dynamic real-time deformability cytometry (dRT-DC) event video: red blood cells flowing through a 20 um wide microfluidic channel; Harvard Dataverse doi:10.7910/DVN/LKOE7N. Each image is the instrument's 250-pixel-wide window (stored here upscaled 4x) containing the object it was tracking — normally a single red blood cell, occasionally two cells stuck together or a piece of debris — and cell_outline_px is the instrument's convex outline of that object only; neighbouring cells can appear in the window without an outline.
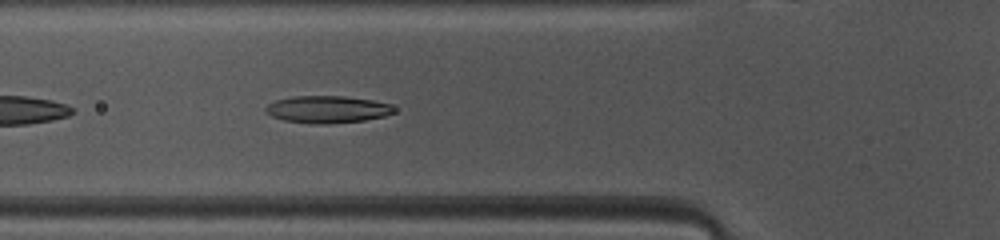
{"species": "common noctule bat (a hibernating species)", "species_latin": "Nyctalus noctula", "temperature_condition": "warm", "stored_images_in_passage": 37, "camera_frame_rate_fps": 3000, "um_per_image_px": 0.085, "animal": {"sex": "female", "body_mass_g": 10.0, "forearm_length_mm": 53.1}, "frame": {"image": 1, "passage_image": 5, "time_ms": 1.333, "image_size_px": [1000, 240], "cell_outline_px": [[396, 112], [384, 116], [364, 120], [324, 124], [316, 124], [284, 120], [272, 116], [264, 112], [264, 108], [268, 104], [276, 100], [292, 96], [344, 96], [372, 100], [388, 104], [396, 108]], "centroid_in_image_um": [27.81, 9.29], "position_along_channel_um": 98.0, "area_um2": 20.29}}
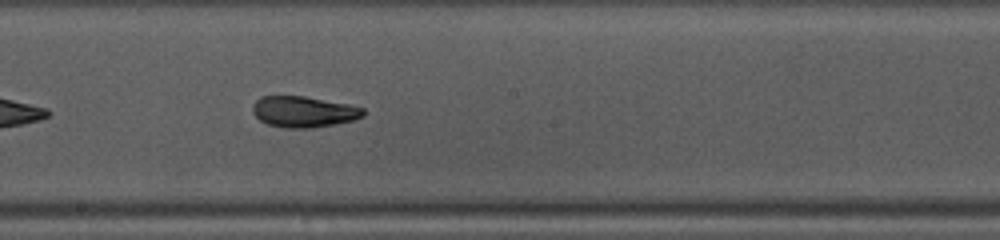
{"frame": {"image": 2, "passage_image": 14, "time_ms": 4.333, "image_size_px": [1000, 240], "cell_outline_px": [[364, 116], [352, 120], [336, 124], [312, 128], [284, 128], [268, 124], [260, 120], [252, 112], [252, 104], [260, 96], [304, 96], [348, 104], [364, 108]], "centroid_in_image_um": [25.79, 9.5], "position_along_channel_um": 222.4, "area_um2": 20.06}}
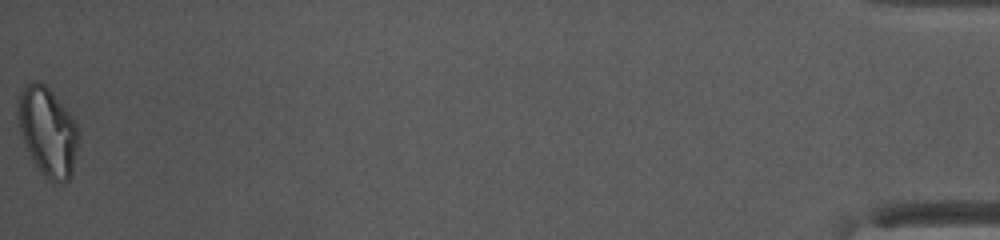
{"frame": {"image": 3, "passage_image": 37, "time_ms": 12.0, "image_size_px": [1000, 240], "cell_outline_px": [[80, 136], [72, 176], [64, 184], [60, 184], [44, 176], [40, 172], [32, 160], [24, 140], [20, 128], [16, 112], [16, 104], [20, 92], [32, 80], [36, 80], [44, 84], [52, 92], [68, 112], [76, 124], [80, 132]], "centroid_in_image_um": [4.07, 11.21], "position_along_channel_um": 431.1, "area_um2": 31.44}, "authors_computed_cell_mechanics": {"area_um2": 20.23, "velocity_mm_per_s": 4.1271, "shape_relaxation_time_tau1_ms": 4.8302, "shape_relaxation_time_tau2_ms": 2.0192, "deformation_change_tau1": 0.208, "deformation_change_tau2": 0.0792}}